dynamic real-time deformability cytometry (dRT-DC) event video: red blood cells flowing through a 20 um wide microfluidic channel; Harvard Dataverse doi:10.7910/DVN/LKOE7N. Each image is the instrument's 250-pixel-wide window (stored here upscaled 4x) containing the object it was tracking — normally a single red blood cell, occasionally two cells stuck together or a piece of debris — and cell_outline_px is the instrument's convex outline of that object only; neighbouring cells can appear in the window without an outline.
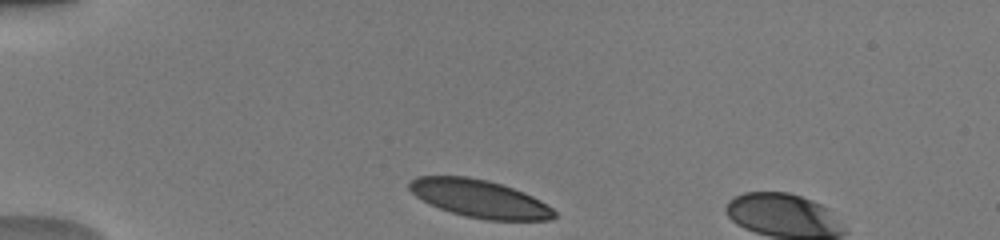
{"species": "human", "species_latin": "Homo sapiens", "temperature_condition": "warm", "stored_images_in_passage": 5, "camera_frame_rate_fps": 3000, "um_per_image_px": 0.085, "donor": {"sex": "male"}, "frame": {"image": 1, "passage_image": 1, "time_ms": 0.0, "image_size_px": [1000, 240], "cell_outline_px": [[556, 216], [552, 220], [488, 220], [468, 216], [452, 212], [440, 208], [416, 196], [408, 188], [408, 184], [416, 176], [468, 176], [488, 180], [524, 192], [540, 200], [552, 208], [556, 212]], "centroid_in_image_um": [40.79, 16.88], "position_along_channel_um": 44.2, "area_um2": 31.56}}